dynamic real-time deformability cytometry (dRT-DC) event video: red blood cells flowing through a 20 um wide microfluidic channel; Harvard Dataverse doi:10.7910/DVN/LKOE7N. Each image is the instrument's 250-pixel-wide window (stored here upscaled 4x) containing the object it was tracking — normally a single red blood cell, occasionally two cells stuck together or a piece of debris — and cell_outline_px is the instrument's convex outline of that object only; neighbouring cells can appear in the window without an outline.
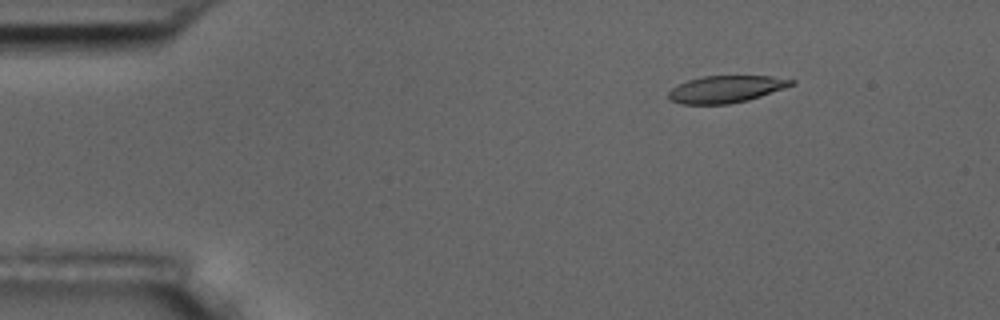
{"species": "common noctule bat (a hibernating species)", "species_latin": "Nyctalus noctula", "temperature_condition": "room temperature", "stored_images_in_passage": 6, "camera_frame_rate_fps": 3000, "um_per_image_px": 0.085, "animal": {"sex": "male", "body_mass_g": 17.5, "forearm_length_mm": 52.3}, "frame": {"image": 1, "passage_image": 3, "time_ms": 2.333, "image_size_px": [1000, 320], "cell_outline_px": [[796, 84], [748, 100], [728, 104], [680, 104], [668, 100], [668, 92], [672, 88], [688, 80], [704, 76], [772, 76], [796, 80]], "centroid_in_image_um": [61.71, 7.58], "position_along_channel_um": 23.3, "area_um2": 19.36}}
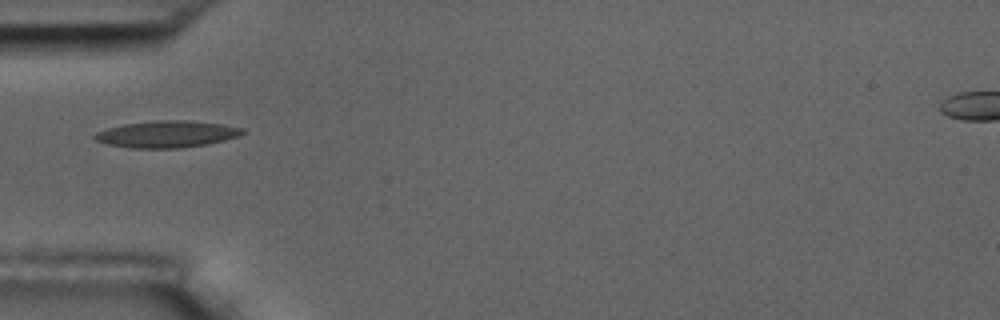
{"frame": {"image": 2, "passage_image": 6, "time_ms": 5.667, "image_size_px": [1000, 320], "cell_outline_px": [[244, 132], [240, 136], [208, 144], [180, 148], [132, 148], [108, 144], [96, 140], [92, 136], [96, 132], [108, 128], [124, 124], [156, 120], [184, 120], [220, 124], [244, 128]], "centroid_in_image_um": [14.18, 11.4], "position_along_channel_um": 70.8, "area_um2": 22.95}}